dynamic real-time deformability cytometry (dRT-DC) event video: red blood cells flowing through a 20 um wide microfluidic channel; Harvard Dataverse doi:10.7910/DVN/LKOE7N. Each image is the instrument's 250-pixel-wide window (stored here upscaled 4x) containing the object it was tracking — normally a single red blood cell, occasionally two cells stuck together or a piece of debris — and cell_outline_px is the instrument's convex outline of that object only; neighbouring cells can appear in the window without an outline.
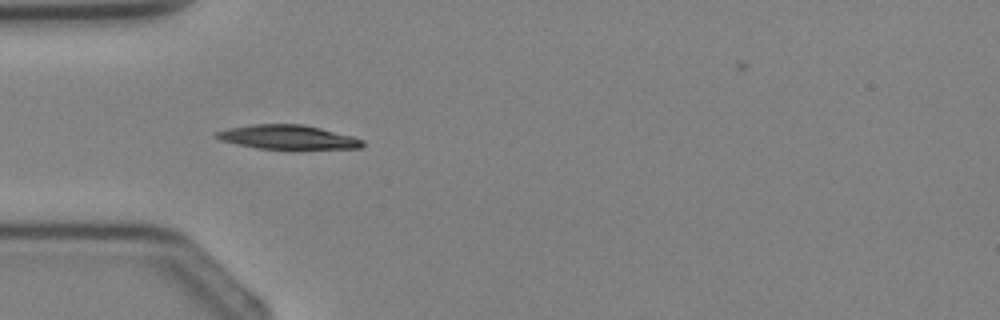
{"species": "Egyptian fruit bat (a non-hibernating species)", "species_latin": "Rousettus aegyptiacus", "temperature_condition": "cold", "stored_images_in_passage": 4, "camera_frame_rate_fps": 3000, "um_per_image_px": 0.085, "animal": {"sex": "female"}, "frame": {"image": 1, "passage_image": 3, "time_ms": 3.333, "image_size_px": [1000, 320], "cell_outline_px": [[364, 144], [360, 148], [256, 148], [236, 144], [220, 140], [212, 136], [216, 132], [228, 128], [252, 124], [304, 124], [352, 136], [364, 140]], "centroid_in_image_um": [24.4, 11.64], "position_along_channel_um": 60.6, "area_um2": 20.29}}
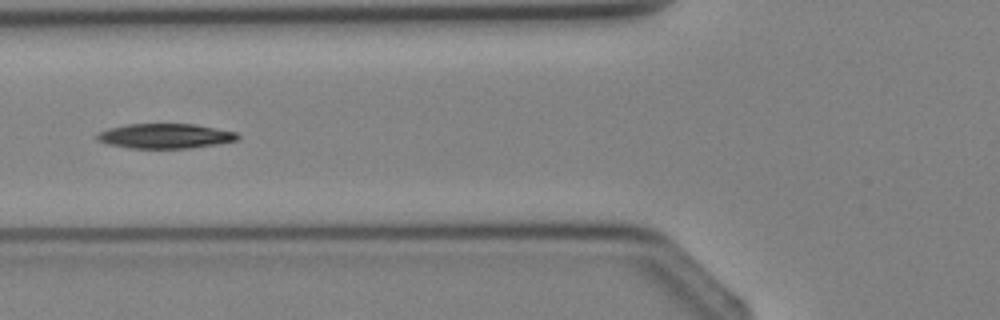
{"frame": {"image": 2, "passage_image": 4, "time_ms": 4.333, "image_size_px": [1000, 320], "cell_outline_px": [[240, 136], [236, 140], [216, 144], [188, 148], [132, 148], [108, 144], [96, 140], [96, 136], [100, 132], [108, 128], [128, 124], [196, 124], [236, 132]], "centroid_in_image_um": [14.03, 11.55], "position_along_channel_um": 111.8, "area_um2": 20.17}}